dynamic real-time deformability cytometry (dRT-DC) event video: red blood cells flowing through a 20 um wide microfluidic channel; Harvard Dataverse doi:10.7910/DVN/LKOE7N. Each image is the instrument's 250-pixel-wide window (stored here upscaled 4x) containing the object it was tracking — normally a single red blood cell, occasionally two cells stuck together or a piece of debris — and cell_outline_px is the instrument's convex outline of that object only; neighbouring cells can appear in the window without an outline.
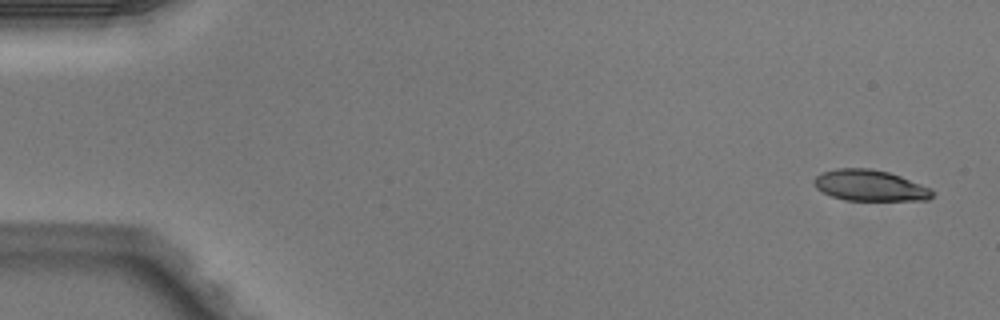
{"species": "Egyptian fruit bat (a non-hibernating species)", "species_latin": "Rousettus aegyptiacus", "temperature_condition": "warm", "stored_images_in_passage": 6, "camera_frame_rate_fps": 3000, "um_per_image_px": 0.085, "animal": {"sex": "male"}, "frame": {"image": 1, "passage_image": 1, "time_ms": 0.0, "image_size_px": [1000, 320], "cell_outline_px": [[936, 192], [928, 200], [844, 200], [832, 196], [816, 188], [812, 180], [816, 176], [824, 172], [836, 168], [872, 168], [888, 172], [900, 176], [932, 188]], "centroid_in_image_um": [73.97, 15.76], "position_along_channel_um": 11.0, "area_um2": 21.44}}
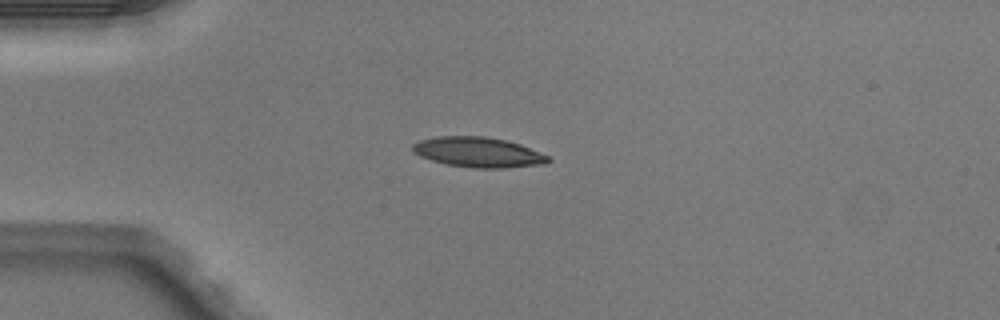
{"frame": {"image": 2, "passage_image": 4, "time_ms": 1.0, "image_size_px": [1000, 320], "cell_outline_px": [[552, 160], [548, 164], [504, 168], [472, 168], [448, 164], [432, 160], [420, 156], [412, 152], [412, 144], [420, 140], [436, 136], [484, 136], [504, 140], [520, 144], [548, 156]], "centroid_in_image_um": [40.65, 12.94], "position_along_channel_um": 44.3, "area_um2": 23.81}}
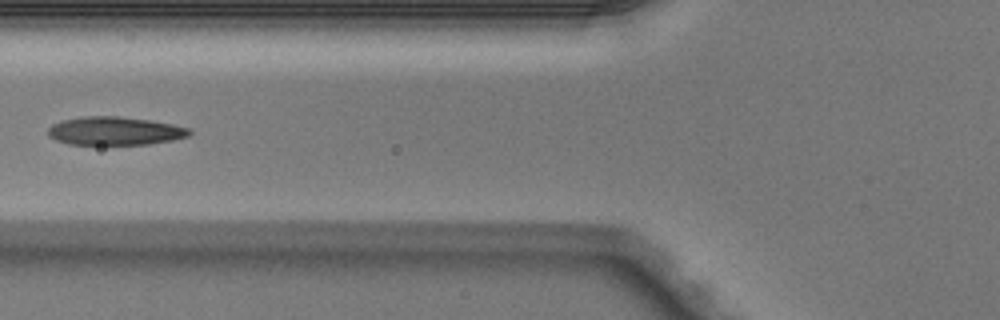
{"frame": {"image": 3, "passage_image": 6, "time_ms": 1.667, "image_size_px": [1000, 320], "cell_outline_px": [[192, 132], [188, 136], [172, 140], [148, 144], [68, 144], [56, 140], [48, 136], [48, 128], [52, 124], [60, 120], [80, 116], [120, 116], [152, 120], [172, 124], [188, 128]], "centroid_in_image_um": [9.72, 11.12], "position_along_channel_um": 116.1, "area_um2": 23.47}}